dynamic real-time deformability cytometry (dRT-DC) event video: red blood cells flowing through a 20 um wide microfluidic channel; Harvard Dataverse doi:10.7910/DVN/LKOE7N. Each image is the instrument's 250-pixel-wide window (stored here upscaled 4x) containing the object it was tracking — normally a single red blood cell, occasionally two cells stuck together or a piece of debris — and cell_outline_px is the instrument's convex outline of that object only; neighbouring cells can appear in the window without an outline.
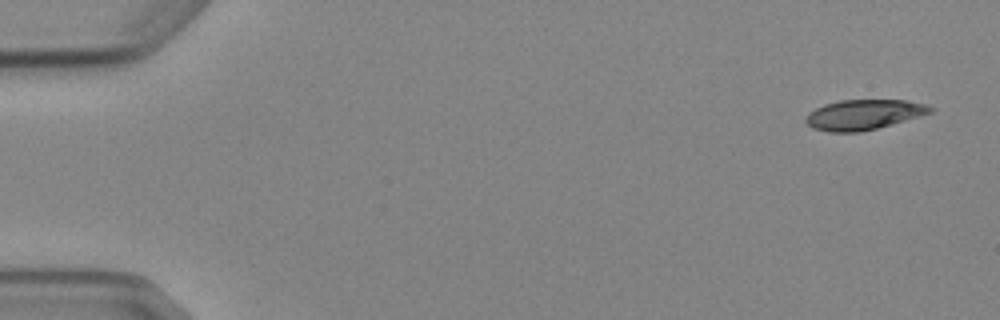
{"species": "Egyptian fruit bat (a non-hibernating species)", "species_latin": "Rousettus aegyptiacus", "temperature_condition": "cold", "stored_images_in_passage": 6, "camera_frame_rate_fps": 3000, "um_per_image_px": 0.085, "animal": {"sex": "female"}, "frame": {"image": 1, "passage_image": 1, "time_ms": 0.0, "image_size_px": [1000, 320], "cell_outline_px": [[936, 108], [932, 112], [920, 116], [892, 124], [860, 132], [828, 132], [812, 128], [804, 120], [808, 112], [824, 104], [840, 100], [904, 100], [928, 104]], "centroid_in_image_um": [73.42, 9.74], "position_along_channel_um": 11.6, "area_um2": 21.96}}
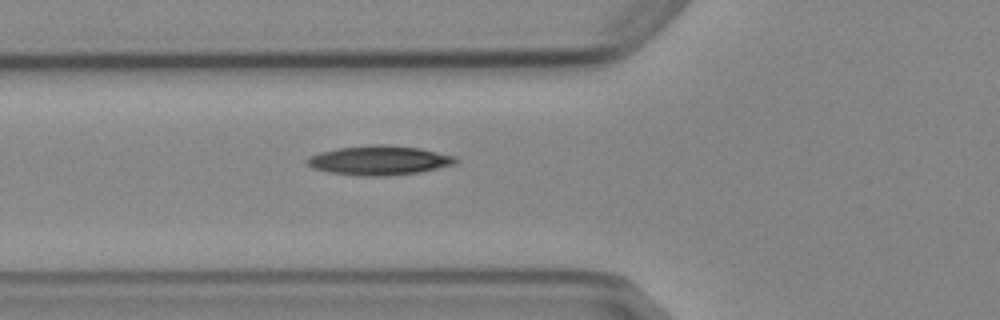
{"frame": {"image": 2, "passage_image": 6, "time_ms": 5.667, "image_size_px": [1000, 320], "cell_outline_px": [[460, 160], [452, 164], [420, 172], [388, 176], [364, 176], [328, 172], [312, 168], [304, 160], [308, 156], [320, 152], [340, 148], [380, 144], [420, 148], [456, 156]], "centroid_in_image_um": [32.22, 13.63], "position_along_channel_um": 93.6, "area_um2": 25.26}}